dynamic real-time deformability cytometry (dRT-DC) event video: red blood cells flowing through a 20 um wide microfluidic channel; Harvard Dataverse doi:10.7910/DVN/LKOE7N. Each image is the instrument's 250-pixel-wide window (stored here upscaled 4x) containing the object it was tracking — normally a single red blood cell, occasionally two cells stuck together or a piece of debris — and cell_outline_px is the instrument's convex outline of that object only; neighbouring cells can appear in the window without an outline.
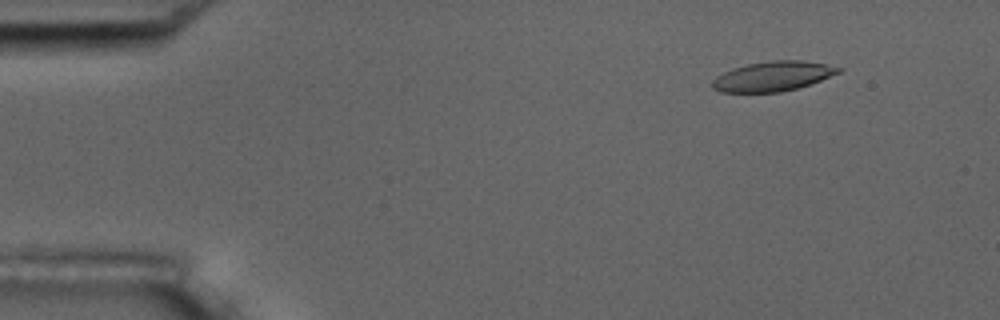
{"species": "common noctule bat (a hibernating species)", "species_latin": "Nyctalus noctula", "temperature_condition": "room temperature", "stored_images_in_passage": 6, "camera_frame_rate_fps": 3000, "um_per_image_px": 0.085, "animal": {"sex": "male", "body_mass_g": 17.5, "forearm_length_mm": 52.3}, "frame": {"image": 1, "passage_image": 2, "time_ms": 1.0, "image_size_px": [1000, 320], "cell_outline_px": [[844, 68], [840, 72], [820, 80], [796, 88], [780, 92], [720, 92], [712, 88], [712, 80], [716, 76], [732, 68], [748, 64], [772, 60], [800, 60], [824, 64]], "centroid_in_image_um": [65.65, 6.48], "position_along_channel_um": 19.3, "area_um2": 21.68}}
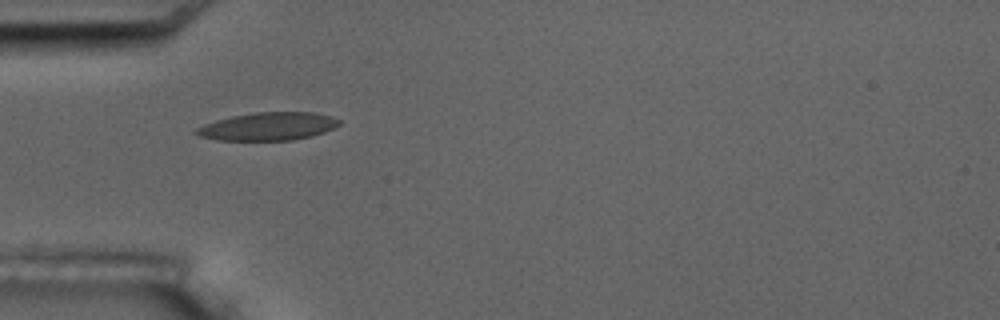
{"frame": {"image": 2, "passage_image": 5, "time_ms": 4.667, "image_size_px": [1000, 320], "cell_outline_px": [[340, 124], [324, 132], [312, 136], [292, 140], [220, 140], [200, 136], [192, 132], [196, 128], [204, 124], [216, 120], [232, 116], [252, 112], [316, 112], [332, 116], [340, 120]], "centroid_in_image_um": [22.79, 10.73], "position_along_channel_um": 62.2, "area_um2": 23.35}}